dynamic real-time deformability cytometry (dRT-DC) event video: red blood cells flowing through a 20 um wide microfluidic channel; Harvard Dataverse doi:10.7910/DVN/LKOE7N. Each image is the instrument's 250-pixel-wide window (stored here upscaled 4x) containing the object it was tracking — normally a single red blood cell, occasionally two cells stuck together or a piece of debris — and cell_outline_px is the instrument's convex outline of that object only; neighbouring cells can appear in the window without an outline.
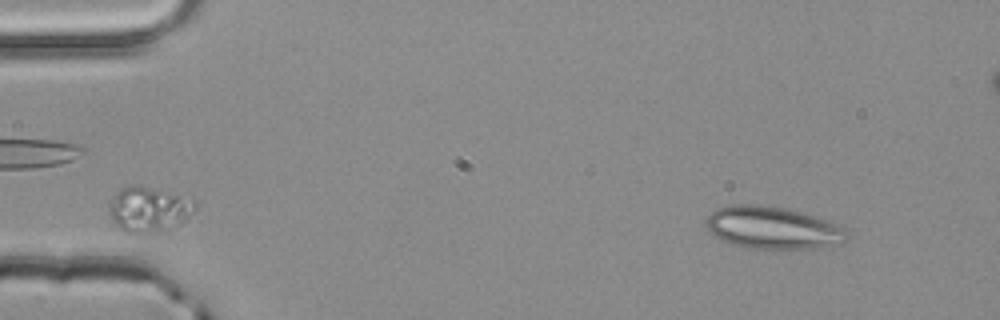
{"species": "common noctule bat (a hibernating species)", "species_latin": "Nyctalus noctula", "temperature_condition": "room temperature", "stored_images_in_passage": 48, "segment_of_instrument_passage": [1, 3], "camera_frame_rate_fps": 3000, "um_per_image_px": 0.085, "animal": {"sex": "male", "body_mass_g": 20.4}, "frame": {"image": 1, "passage_image": 1, "time_ms": 0.0, "image_size_px": [1000, 320], "cell_outline_px": [[848, 232], [844, 240], [840, 244], [812, 248], [748, 248], [732, 244], [716, 236], [708, 228], [708, 216], [712, 212], [720, 208], [732, 204], [760, 204], [784, 208], [800, 212], [828, 220], [840, 224]], "centroid_in_image_um": [65.72, 19.35], "position_along_channel_um": 19.3, "area_um2": 34.28}}